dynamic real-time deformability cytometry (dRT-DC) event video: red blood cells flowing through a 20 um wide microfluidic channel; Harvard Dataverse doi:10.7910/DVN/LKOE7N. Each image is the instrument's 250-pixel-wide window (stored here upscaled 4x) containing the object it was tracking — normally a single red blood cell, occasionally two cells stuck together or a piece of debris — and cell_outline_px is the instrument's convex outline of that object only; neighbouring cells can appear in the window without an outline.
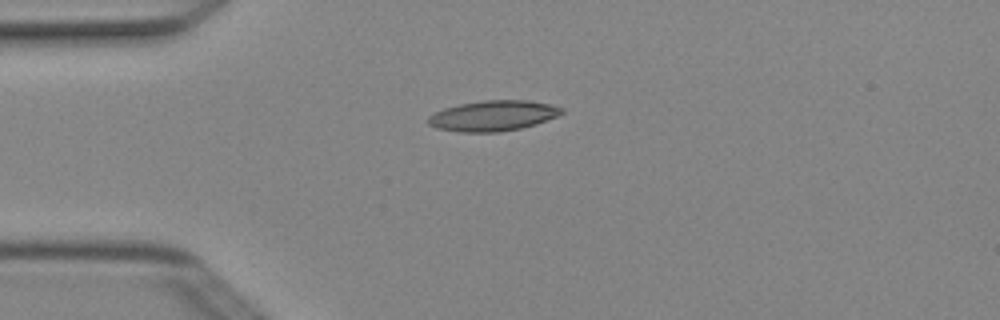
{"species": "Egyptian fruit bat (a non-hibernating species)", "species_latin": "Rousettus aegyptiacus", "temperature_condition": "cold", "stored_images_in_passage": 5, "camera_frame_rate_fps": 3000, "um_per_image_px": 0.085, "animal": {"sex": "female"}, "frame": {"image": 1, "passage_image": 4, "time_ms": 1.0, "image_size_px": [1000, 320], "cell_outline_px": [[564, 112], [556, 116], [536, 124], [520, 128], [496, 132], [460, 132], [436, 128], [428, 124], [428, 116], [444, 108], [460, 104], [484, 100], [528, 100], [552, 104], [564, 108]], "centroid_in_image_um": [41.92, 9.83], "position_along_channel_um": 43.1, "area_um2": 23.64}}
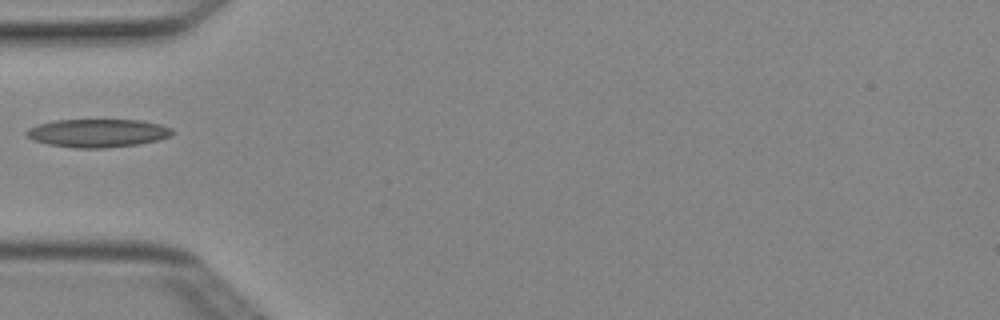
{"frame": {"image": 2, "passage_image": 5, "time_ms": 1.333, "image_size_px": [1000, 320], "cell_outline_px": [[172, 136], [156, 140], [136, 144], [104, 148], [76, 148], [48, 144], [32, 140], [24, 132], [28, 128], [40, 124], [56, 120], [140, 120], [160, 124], [172, 128]], "centroid_in_image_um": [8.29, 11.31], "position_along_channel_um": 76.7, "area_um2": 23.81}}